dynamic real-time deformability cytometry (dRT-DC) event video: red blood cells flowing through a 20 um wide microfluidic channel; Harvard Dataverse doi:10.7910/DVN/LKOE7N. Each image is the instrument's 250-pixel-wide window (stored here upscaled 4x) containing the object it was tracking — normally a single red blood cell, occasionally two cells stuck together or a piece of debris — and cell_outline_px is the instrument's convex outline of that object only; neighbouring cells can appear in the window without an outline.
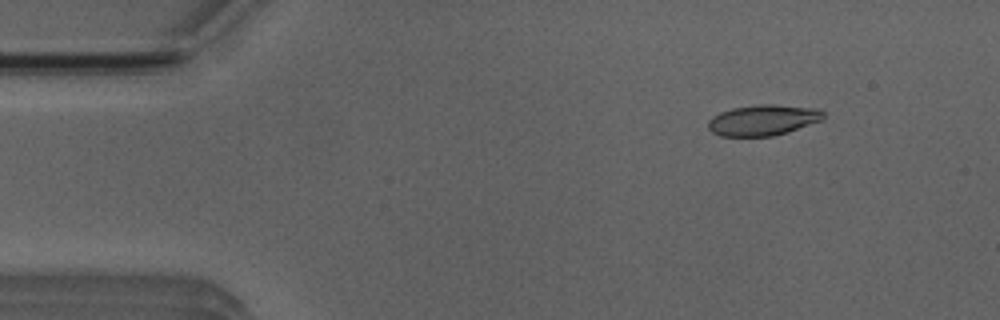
{"species": "Egyptian fruit bat (a non-hibernating species)", "species_latin": "Rousettus aegyptiacus", "temperature_condition": "room temperature", "stored_images_in_passage": 4, "camera_frame_rate_fps": 3000, "um_per_image_px": 0.085, "animal": {"sex": "male"}, "frame": {"image": 1, "passage_image": 1, "time_ms": 0.0, "image_size_px": [1000, 320], "cell_outline_px": [[824, 116], [820, 120], [788, 132], [772, 136], [720, 136], [712, 132], [708, 128], [708, 120], [712, 116], [720, 112], [732, 108], [760, 104], [772, 104], [820, 108], [824, 112]], "centroid_in_image_um": [64.84, 10.2], "position_along_channel_um": 20.2, "area_um2": 20.69}}